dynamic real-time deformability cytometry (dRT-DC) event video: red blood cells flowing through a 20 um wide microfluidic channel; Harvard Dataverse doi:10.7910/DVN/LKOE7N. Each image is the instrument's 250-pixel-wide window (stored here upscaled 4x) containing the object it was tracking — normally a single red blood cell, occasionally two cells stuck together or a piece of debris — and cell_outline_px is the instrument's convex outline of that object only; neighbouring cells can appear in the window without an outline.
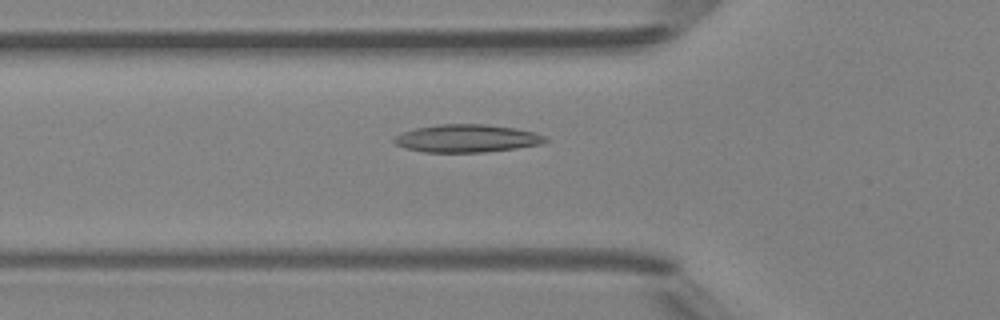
{"species": "Egyptian fruit bat (a non-hibernating species)", "species_latin": "Rousettus aegyptiacus", "temperature_condition": "room temperature", "stored_images_in_passage": 2, "camera_frame_rate_fps": 3000, "um_per_image_px": 0.085, "animal": {"sex": "female"}, "frame": {"image": 1, "passage_image": 2, "time_ms": 1.333, "image_size_px": [1000, 320], "cell_outline_px": [[548, 140], [540, 144], [516, 148], [484, 152], [424, 152], [404, 148], [396, 144], [392, 140], [396, 136], [404, 132], [416, 128], [440, 124], [484, 124], [516, 128], [532, 132], [544, 136]], "centroid_in_image_um": [39.66, 11.76], "position_along_channel_um": 86.1, "area_um2": 24.28}}